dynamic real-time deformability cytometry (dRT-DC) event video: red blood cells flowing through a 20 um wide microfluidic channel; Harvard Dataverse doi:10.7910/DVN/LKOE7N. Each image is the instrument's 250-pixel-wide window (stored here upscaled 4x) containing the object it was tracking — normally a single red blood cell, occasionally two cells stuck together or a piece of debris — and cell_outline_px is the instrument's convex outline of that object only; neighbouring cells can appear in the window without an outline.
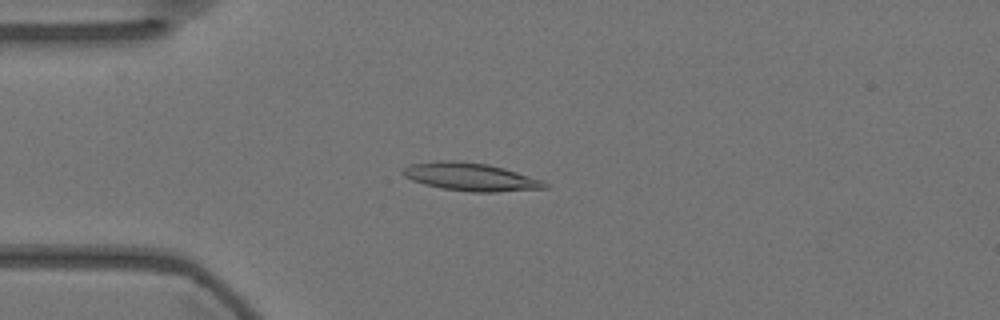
{"species": "Egyptian fruit bat (a non-hibernating species)", "species_latin": "Rousettus aegyptiacus", "temperature_condition": "warm", "stored_images_in_passage": 56, "camera_frame_rate_fps": 3000, "um_per_image_px": 0.085, "animal": {"sex": "female"}, "frame": {"image": 1, "passage_image": 14, "time_ms": 4.333, "image_size_px": [1000, 320], "cell_outline_px": [[548, 188], [496, 192], [472, 192], [444, 188], [424, 184], [412, 180], [404, 176], [400, 172], [408, 164], [432, 160], [460, 160], [488, 164], [504, 168], [544, 180], [548, 184]], "centroid_in_image_um": [39.99, 15.01], "position_along_channel_um": 45.0, "area_um2": 23.41}}
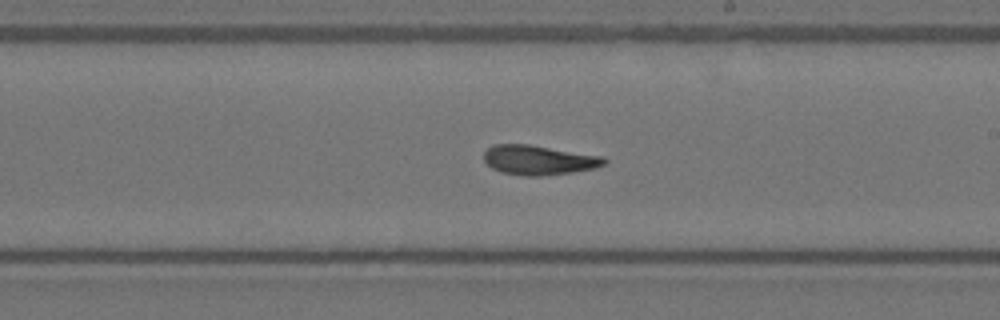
{"frame": {"image": 2, "passage_image": 32, "time_ms": 10.333, "image_size_px": [1000, 320], "cell_outline_px": [[608, 160], [604, 164], [596, 168], [572, 172], [540, 176], [528, 176], [500, 172], [492, 168], [484, 160], [484, 152], [492, 144], [528, 144], [604, 156]], "centroid_in_image_um": [45.8, 13.6], "position_along_channel_um": 243.2, "area_um2": 20.81}}
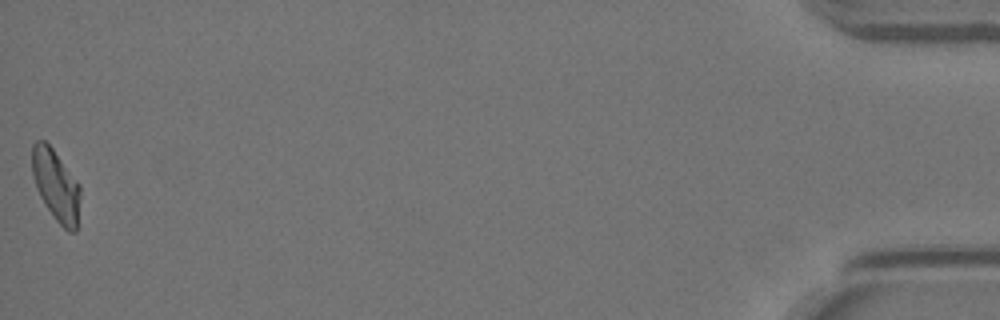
{"frame": {"image": 3, "passage_image": 56, "time_ms": 18.333, "image_size_px": [1000, 320], "cell_outline_px": [[80, 196], [76, 232], [68, 232], [56, 220], [40, 196], [36, 188], [32, 172], [32, 144], [36, 140], [44, 140], [52, 148], [80, 184]], "centroid_in_image_um": [4.76, 15.74], "position_along_channel_um": 430.4, "area_um2": 19.88}, "authors_computed_cell_mechanics": {"area_um2": 20.6635, "velocity_mm_per_s": 3.5854, "shape_relaxation_time_tau1_ms": null, "shape_relaxation_time_tau2_ms": 2.8478, "deformation_change_tau1": null, "deformation_change_tau2": 0.1038}}